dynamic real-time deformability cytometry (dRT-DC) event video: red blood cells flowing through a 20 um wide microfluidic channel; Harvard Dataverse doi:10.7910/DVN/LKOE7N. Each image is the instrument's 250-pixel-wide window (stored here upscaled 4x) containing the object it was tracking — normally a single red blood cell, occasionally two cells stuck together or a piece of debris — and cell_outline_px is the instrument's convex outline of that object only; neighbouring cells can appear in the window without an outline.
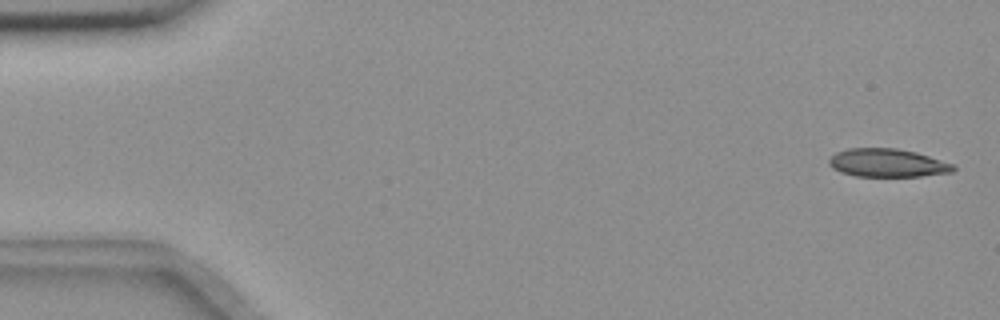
{"species": "common noctule bat (a hibernating species)", "species_latin": "Nyctalus noctula", "temperature_condition": "room temperature", "stored_images_in_passage": 56, "camera_frame_rate_fps": 3000, "um_per_image_px": 0.085, "animal": {"sex": "female", "body_mass_g": 18.4}, "frame": {"image": 1, "passage_image": 2, "time_ms": 0.333, "image_size_px": [1000, 320], "cell_outline_px": [[956, 168], [952, 172], [920, 176], [856, 176], [840, 172], [832, 168], [828, 164], [828, 160], [836, 152], [848, 148], [896, 148], [916, 152], [952, 164]], "centroid_in_image_um": [75.39, 13.84], "position_along_channel_um": 9.6, "area_um2": 20.35}}
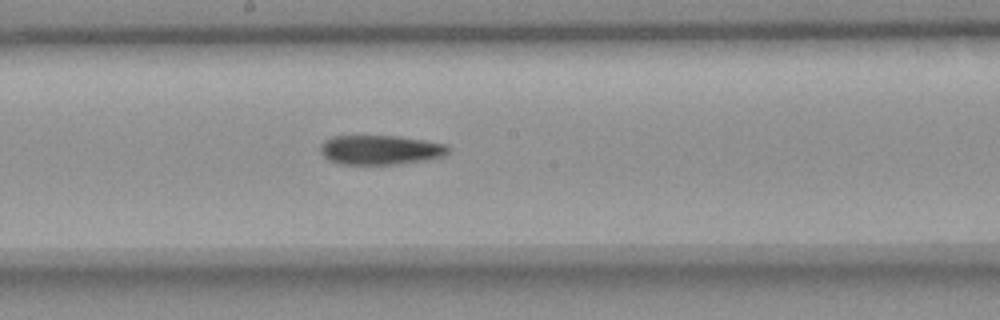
{"frame": {"image": 2, "passage_image": 30, "time_ms": 9.667, "image_size_px": [1000, 320], "cell_outline_px": [[452, 148], [444, 156], [428, 160], [396, 164], [340, 164], [328, 160], [320, 152], [320, 144], [324, 140], [332, 136], [396, 136], [424, 140], [448, 144]], "centroid_in_image_um": [32.35, 12.74], "position_along_channel_um": 215.9, "area_um2": 22.2}}
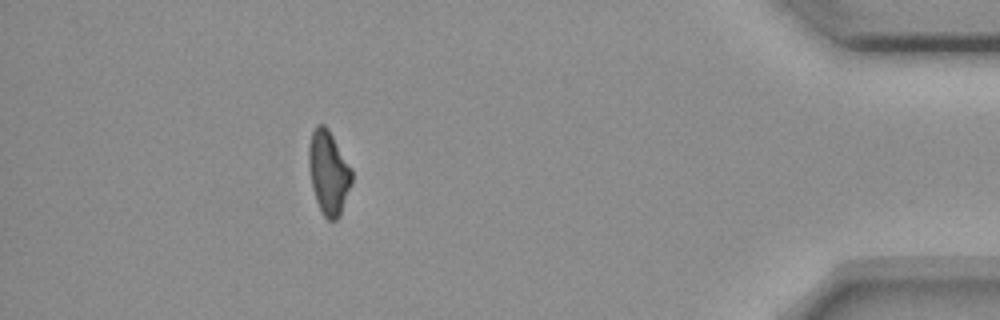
{"frame": {"image": 3, "passage_image": 50, "time_ms": 16.333, "image_size_px": [1000, 320], "cell_outline_px": [[352, 184], [340, 216], [336, 220], [328, 220], [320, 212], [312, 188], [308, 164], [308, 148], [312, 132], [316, 124], [324, 124], [328, 128], [352, 168]], "centroid_in_image_um": [27.93, 14.68], "position_along_channel_um": 407.3, "area_um2": 21.27}}